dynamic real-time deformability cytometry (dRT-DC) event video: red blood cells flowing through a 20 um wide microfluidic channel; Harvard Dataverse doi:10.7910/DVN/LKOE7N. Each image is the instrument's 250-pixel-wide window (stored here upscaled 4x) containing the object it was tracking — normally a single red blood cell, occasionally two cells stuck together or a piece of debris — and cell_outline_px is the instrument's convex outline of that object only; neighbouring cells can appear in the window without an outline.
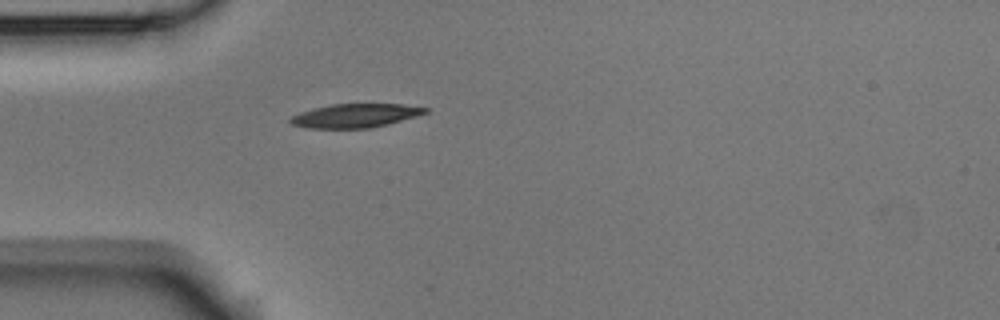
{"species": "Egyptian fruit bat (a non-hibernating species)", "species_latin": "Rousettus aegyptiacus", "temperature_condition": "room temperature", "stored_images_in_passage": 1, "camera_frame_rate_fps": 3000, "um_per_image_px": 0.085, "animal": {"sex": "male"}, "frame": {"image": 1, "passage_image": 1, "time_ms": 0.0, "image_size_px": [1000, 320], "cell_outline_px": [[428, 112], [416, 116], [388, 124], [368, 128], [304, 128], [292, 124], [288, 120], [292, 116], [300, 112], [312, 108], [332, 104], [400, 104], [428, 108]], "centroid_in_image_um": [30.16, 9.83], "position_along_channel_um": 54.8, "area_um2": 18.61}}